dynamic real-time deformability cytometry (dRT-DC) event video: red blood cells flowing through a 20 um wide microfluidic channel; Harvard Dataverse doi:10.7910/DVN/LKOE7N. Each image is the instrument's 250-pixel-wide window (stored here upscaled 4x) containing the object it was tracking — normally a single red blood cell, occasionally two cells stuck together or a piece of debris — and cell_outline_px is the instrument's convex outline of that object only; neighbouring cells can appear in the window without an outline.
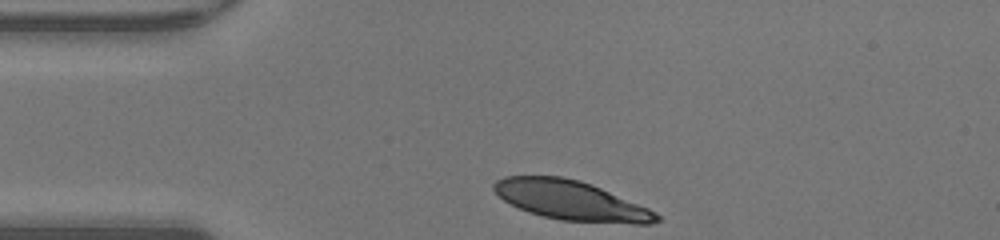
{"species": "human", "species_latin": "Homo sapiens", "temperature_condition": "warm", "stored_images_in_passage": 28, "camera_frame_rate_fps": 3000, "um_per_image_px": 0.085, "donor": {"sex": "male"}, "frame": {"image": 1, "passage_image": 1, "time_ms": 0.0, "image_size_px": [1000, 240], "cell_outline_px": [[660, 220], [648, 224], [632, 224], [560, 220], [528, 212], [504, 200], [492, 188], [492, 184], [496, 180], [504, 176], [560, 176], [580, 180], [600, 188], [648, 208], [656, 212], [660, 216]], "centroid_in_image_um": [48.52, 17.04], "position_along_channel_um": 36.5, "area_um2": 37.05}}
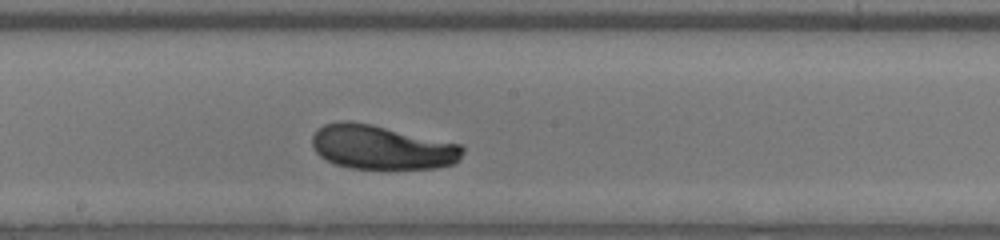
{"frame": {"image": 2, "passage_image": 16, "time_ms": 5.0, "image_size_px": [1000, 240], "cell_outline_px": [[464, 152], [460, 160], [456, 164], [436, 168], [348, 168], [336, 164], [320, 156], [316, 152], [312, 144], [312, 136], [316, 128], [324, 124], [340, 120], [348, 120], [372, 124], [460, 144], [464, 148]], "centroid_in_image_um": [32.44, 12.51], "position_along_channel_um": 215.8, "area_um2": 38.9}}
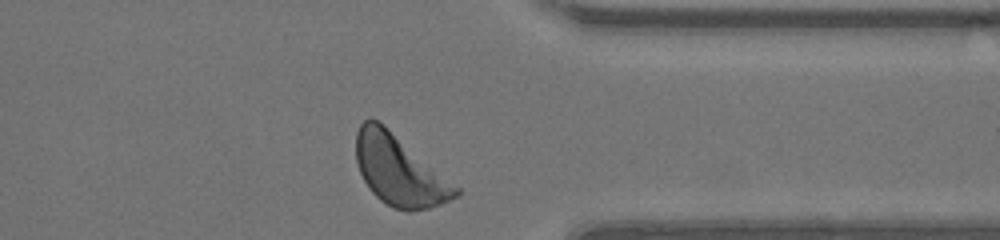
{"frame": {"image": 3, "passage_image": 28, "time_ms": 9.0, "image_size_px": [1000, 240], "cell_outline_px": [[460, 192], [456, 196], [440, 204], [428, 208], [412, 212], [408, 212], [392, 208], [380, 200], [368, 188], [360, 172], [356, 160], [356, 132], [360, 124], [364, 120], [376, 120], [384, 124], [460, 188]], "centroid_in_image_um": [33.93, 14.5], "position_along_channel_um": 377.5, "area_um2": 40.63}, "authors_computed_cell_mechanics": {"area_um2": 38.7549, "velocity_mm_per_s": 4.2625, "shape_relaxation_time_tau1_ms": 1.6586, "shape_relaxation_time_tau2_ms": null, "deformation_change_tau1": 0.112, "deformation_change_tau2": null}}